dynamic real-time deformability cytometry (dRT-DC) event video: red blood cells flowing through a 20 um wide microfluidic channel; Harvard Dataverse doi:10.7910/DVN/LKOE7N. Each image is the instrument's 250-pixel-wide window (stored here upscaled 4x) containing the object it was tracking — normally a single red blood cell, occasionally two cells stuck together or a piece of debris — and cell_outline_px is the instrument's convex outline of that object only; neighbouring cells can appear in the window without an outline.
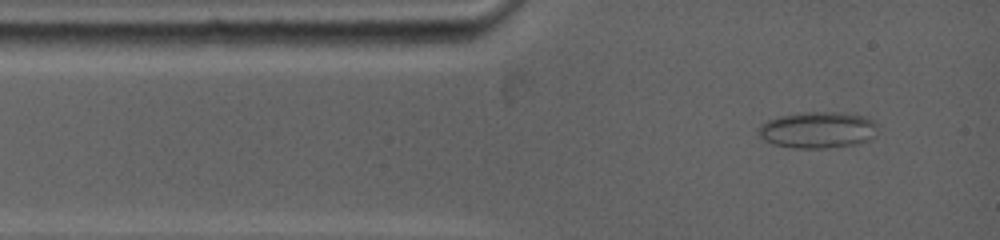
{"species": "common noctule bat (a hibernating species)", "species_latin": "Nyctalus noctula", "temperature_condition": "warm", "stored_images_in_passage": 4, "camera_frame_rate_fps": 5000, "um_per_image_px": 0.085, "animal": {"sex": "female", "body_mass_g": 19.0, "forearm_length_mm": 53.3}, "frame": {"image": 1, "passage_image": 2, "time_ms": 0.4, "image_size_px": [1000, 240], "cell_outline_px": [[876, 124], [872, 136], [868, 140], [860, 144], [828, 148], [792, 148], [772, 144], [760, 140], [756, 132], [756, 128], [760, 124], [776, 116], [800, 112], [844, 112], [864, 116], [872, 120]], "centroid_in_image_um": [69.4, 11.05], "position_along_channel_um": 15.6, "area_um2": 25.84}}